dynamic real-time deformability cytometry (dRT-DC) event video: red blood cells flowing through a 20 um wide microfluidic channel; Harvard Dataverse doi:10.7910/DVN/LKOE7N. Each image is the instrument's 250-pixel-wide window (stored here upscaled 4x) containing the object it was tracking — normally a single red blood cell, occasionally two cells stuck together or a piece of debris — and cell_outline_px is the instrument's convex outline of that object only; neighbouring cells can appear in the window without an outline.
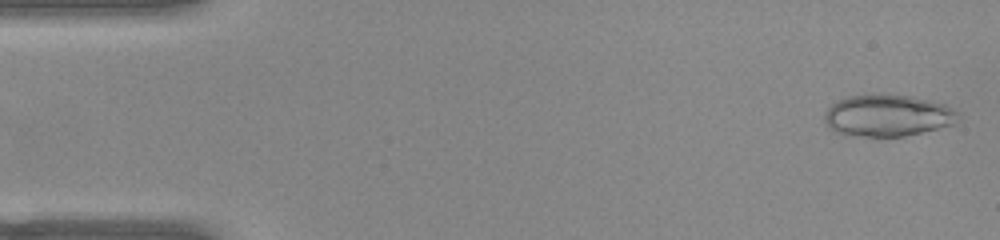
{"species": "common noctule bat (a hibernating species)", "species_latin": "Nyctalus noctula", "temperature_condition": "warm", "stored_images_in_passage": 51, "camera_frame_rate_fps": 3000, "um_per_image_px": 0.085, "animal": {"sex": "female", "body_mass_g": 22.0, "forearm_length_mm": 56.7}, "frame": {"image": 1, "passage_image": 2, "time_ms": 0.333, "image_size_px": [1000, 240], "cell_outline_px": [[956, 112], [952, 124], [904, 136], [848, 136], [836, 132], [824, 120], [824, 112], [832, 104], [848, 96], [872, 92], [880, 92], [912, 96], [944, 104], [952, 108]], "centroid_in_image_um": [75.36, 9.78], "position_along_channel_um": 9.6, "area_um2": 32.48}}